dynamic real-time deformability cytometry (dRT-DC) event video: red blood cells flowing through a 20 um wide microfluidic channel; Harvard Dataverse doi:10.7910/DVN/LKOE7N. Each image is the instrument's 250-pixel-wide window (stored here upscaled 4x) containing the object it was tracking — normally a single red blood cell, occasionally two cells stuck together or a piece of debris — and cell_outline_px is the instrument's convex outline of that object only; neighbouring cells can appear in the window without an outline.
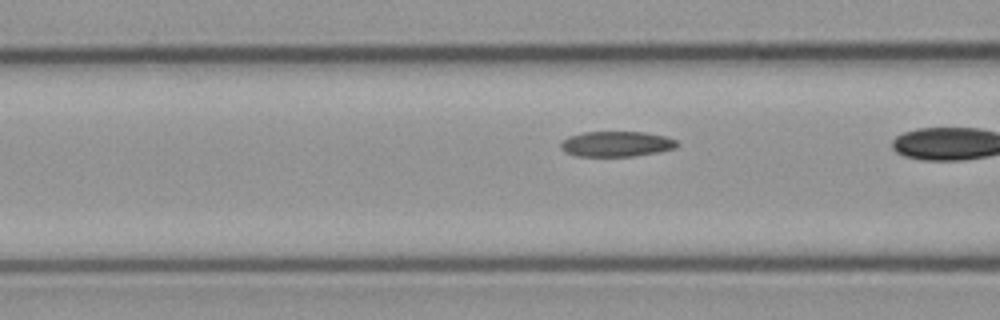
{"species": "common noctule bat (a hibernating species)", "species_latin": "Nyctalus noctula", "temperature_condition": "cold", "stored_images_in_passage": 30, "camera_frame_rate_fps": 3000, "um_per_image_px": 0.085, "animal": {"sex": "male", "body_mass_g": 23.1, "forearm_length_mm": 52.7}, "frame": {"image": 1, "passage_image": 9, "time_ms": 2.667, "image_size_px": [1000, 320], "cell_outline_px": [[680, 144], [676, 148], [656, 152], [632, 156], [576, 156], [560, 148], [560, 144], [568, 136], [584, 132], [644, 132], [664, 136], [676, 140]], "centroid_in_image_um": [52.41, 12.23], "position_along_channel_um": 114.2, "area_um2": 17.05}}
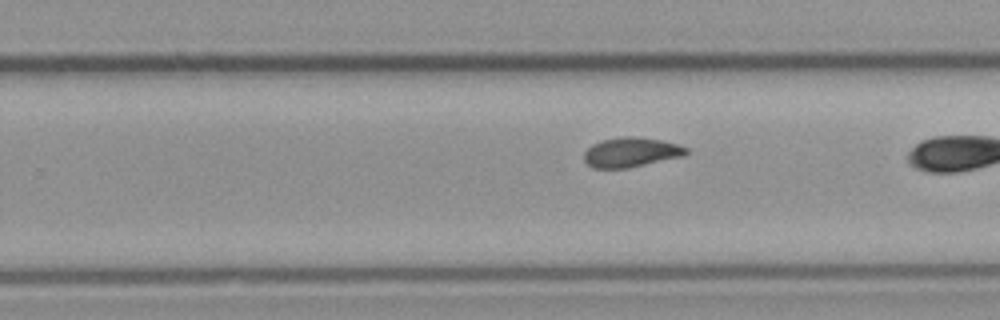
{"frame": {"image": 2, "passage_image": 22, "time_ms": 7.0, "image_size_px": [1000, 320], "cell_outline_px": [[688, 152], [684, 156], [628, 168], [592, 168], [584, 160], [584, 152], [592, 144], [600, 140], [624, 136], [632, 136], [660, 140], [676, 144], [688, 148]], "centroid_in_image_um": [53.62, 12.94], "position_along_channel_um": 276.2, "area_um2": 17.63}}